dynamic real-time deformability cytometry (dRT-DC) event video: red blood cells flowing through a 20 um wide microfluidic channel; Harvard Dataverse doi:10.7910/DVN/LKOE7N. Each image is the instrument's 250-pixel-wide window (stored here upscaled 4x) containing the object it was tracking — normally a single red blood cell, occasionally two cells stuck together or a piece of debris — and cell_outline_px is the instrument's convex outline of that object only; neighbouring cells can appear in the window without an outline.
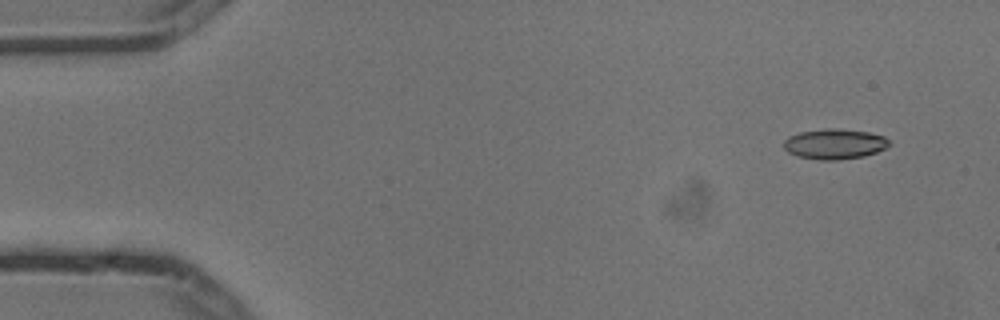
{"species": "common noctule bat (a hibernating species)", "species_latin": "Nyctalus noctula", "temperature_condition": "cold", "stored_images_in_passage": 6, "camera_frame_rate_fps": 3000, "um_per_image_px": 0.085, "animal": {"sex": "male", "body_mass_g": 13.3}, "frame": {"image": 1, "passage_image": 1, "time_ms": 0.0, "image_size_px": [1000, 320], "cell_outline_px": [[892, 144], [876, 152], [864, 156], [836, 160], [820, 160], [800, 156], [788, 152], [784, 148], [784, 140], [788, 136], [800, 132], [828, 128], [836, 128], [868, 132], [884, 136]], "centroid_in_image_um": [70.94, 12.23], "position_along_channel_um": 14.1, "area_um2": 18.5}}
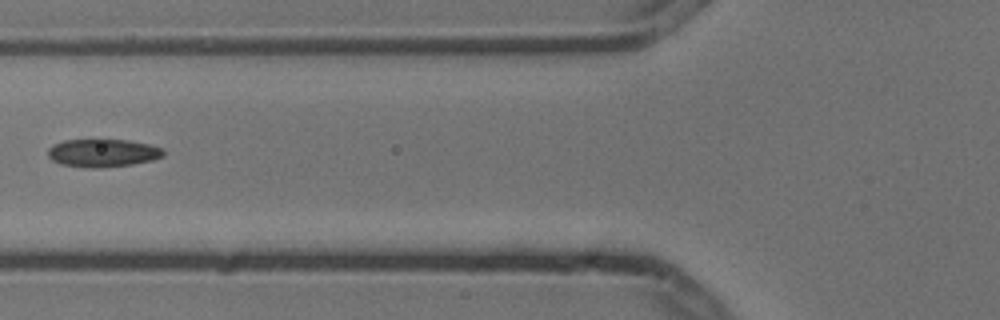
{"frame": {"image": 2, "passage_image": 6, "time_ms": 1.667, "image_size_px": [1000, 320], "cell_outline_px": [[164, 156], [152, 160], [132, 164], [100, 168], [88, 168], [60, 164], [52, 160], [48, 156], [48, 148], [52, 144], [64, 140], [128, 140], [148, 144], [164, 148]], "centroid_in_image_um": [8.73, 13.0], "position_along_channel_um": 117.1, "area_um2": 18.9}}